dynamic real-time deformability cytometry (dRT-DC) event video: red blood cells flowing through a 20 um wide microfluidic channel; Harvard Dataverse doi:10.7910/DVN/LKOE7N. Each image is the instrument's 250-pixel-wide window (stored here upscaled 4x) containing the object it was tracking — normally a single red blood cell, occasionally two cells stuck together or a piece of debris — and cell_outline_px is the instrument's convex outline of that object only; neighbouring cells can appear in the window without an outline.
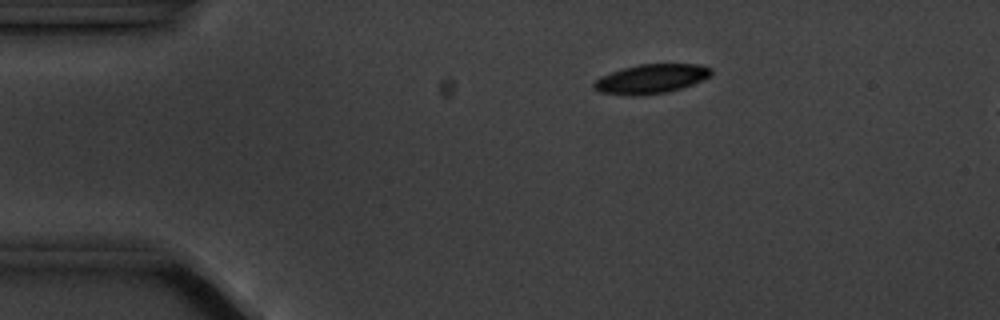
{"species": "common noctule bat (a hibernating species)", "species_latin": "Nyctalus noctula", "temperature_condition": "cold", "stored_images_in_passage": 5, "camera_frame_rate_fps": 3000, "um_per_image_px": 0.085, "animal": {"sex": "male", "body_mass_g": 20.1, "forearm_length_mm": 53.5}, "frame": {"image": 1, "passage_image": 3, "time_ms": 2.333, "image_size_px": [1000, 320], "cell_outline_px": [[712, 76], [692, 84], [668, 92], [640, 96], [632, 96], [600, 92], [592, 88], [592, 84], [600, 76], [624, 68], [640, 64], [696, 64], [712, 68]], "centroid_in_image_um": [55.33, 6.71], "position_along_channel_um": 29.7, "area_um2": 20.06}}